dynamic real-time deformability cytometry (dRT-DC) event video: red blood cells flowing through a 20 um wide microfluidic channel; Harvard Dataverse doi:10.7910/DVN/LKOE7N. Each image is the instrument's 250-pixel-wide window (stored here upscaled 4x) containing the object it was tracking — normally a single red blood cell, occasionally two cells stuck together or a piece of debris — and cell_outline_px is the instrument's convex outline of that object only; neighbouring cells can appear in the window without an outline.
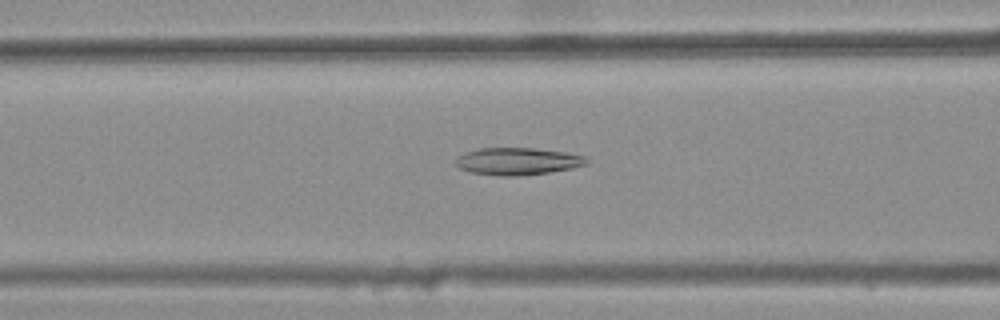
{"species": "common noctule bat (a hibernating species)", "species_latin": "Nyctalus noctula", "temperature_condition": "warm", "stored_images_in_passage": 45, "camera_frame_rate_fps": 3000, "um_per_image_px": 0.085, "animal": {"sex": "female", "body_mass_g": 25.1}, "frame": {"image": 1, "passage_image": 20, "time_ms": 6.333, "image_size_px": [1000, 320], "cell_outline_px": [[588, 164], [572, 168], [548, 172], [516, 176], [496, 176], [468, 172], [460, 168], [456, 164], [456, 160], [464, 152], [480, 148], [532, 148], [564, 152], [588, 156]], "centroid_in_image_um": [44.0, 13.71], "position_along_channel_um": 122.6, "area_um2": 20.81}}
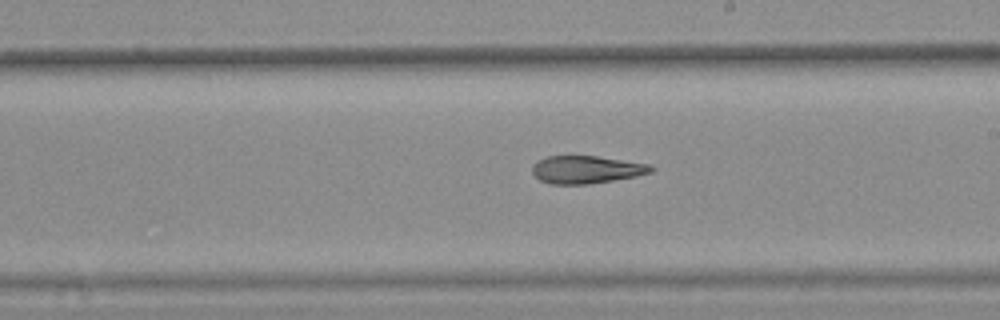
{"frame": {"image": 2, "passage_image": 29, "time_ms": 9.333, "image_size_px": [1000, 320], "cell_outline_px": [[656, 168], [652, 172], [636, 176], [588, 184], [548, 184], [540, 180], [532, 172], [532, 164], [536, 160], [548, 156], [596, 156], [652, 164]], "centroid_in_image_um": [49.84, 14.41], "position_along_channel_um": 239.2, "area_um2": 19.31}}
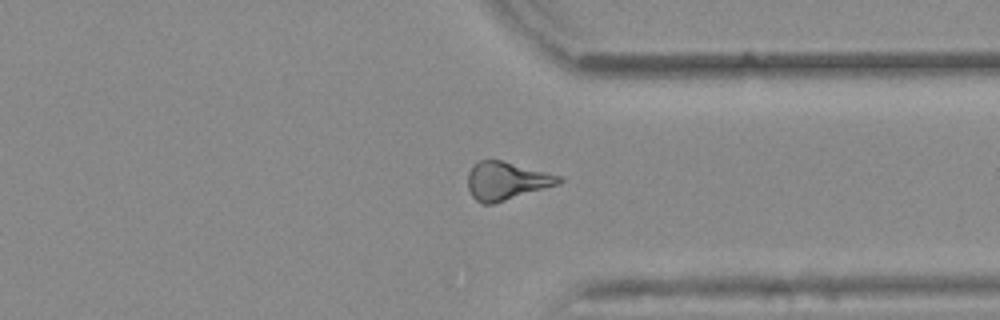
{"frame": {"image": 3, "passage_image": 39, "time_ms": 12.667, "image_size_px": [1000, 320], "cell_outline_px": [[564, 180], [560, 184], [492, 204], [480, 204], [472, 196], [468, 188], [468, 172], [480, 160], [500, 160], [560, 176]], "centroid_in_image_um": [43.04, 15.39], "position_along_channel_um": 368.4, "area_um2": 19.88}, "authors_computed_cell_mechanics": {"area_um2": 20.1722, "velocity_mm_per_s": 3.8923, "shape_relaxation_time_tau1_ms": null, "shape_relaxation_time_tau2_ms": 7.0841, "deformation_change_tau1": null, "deformation_change_tau2": 0.1774}}